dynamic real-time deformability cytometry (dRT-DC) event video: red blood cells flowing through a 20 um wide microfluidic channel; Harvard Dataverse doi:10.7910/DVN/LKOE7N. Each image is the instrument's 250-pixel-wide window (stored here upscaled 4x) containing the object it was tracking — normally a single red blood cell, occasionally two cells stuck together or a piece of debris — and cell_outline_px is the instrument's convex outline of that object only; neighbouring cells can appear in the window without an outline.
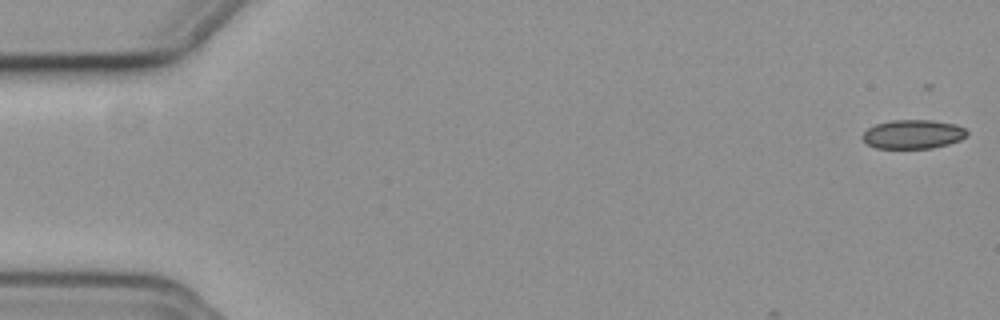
{"species": "common noctule bat (a hibernating species)", "species_latin": "Nyctalus noctula", "temperature_condition": "cold", "stored_images_in_passage": 15, "camera_frame_rate_fps": 3000, "um_per_image_px": 0.085, "animal": {"sex": "female", "body_mass_g": 19.3, "forearm_length_mm": 54.1}, "frame": {"image": 1, "passage_image": 1, "time_ms": 0.0, "image_size_px": [1000, 320], "cell_outline_px": [[968, 132], [960, 140], [948, 144], [932, 148], [876, 148], [868, 144], [860, 136], [868, 128], [876, 124], [892, 120], [932, 120], [956, 124], [964, 128]], "centroid_in_image_um": [77.59, 11.4], "position_along_channel_um": 7.4, "area_um2": 17.57}}
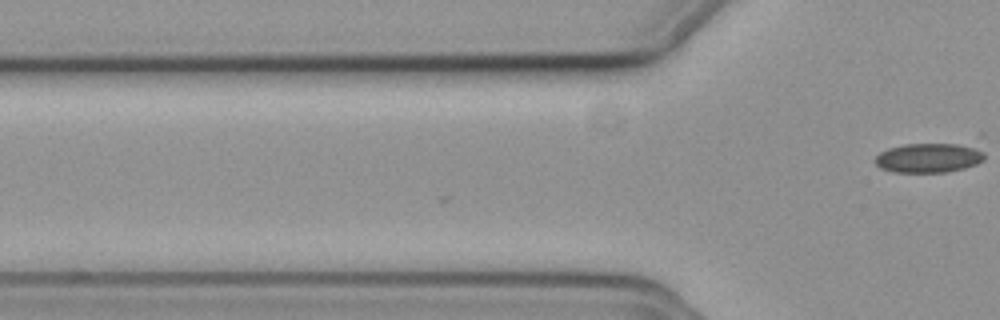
{"frame": {"image": 2, "passage_image": 15, "time_ms": 4.667, "image_size_px": [1000, 320], "cell_outline_px": [[984, 160], [976, 164], [964, 168], [948, 172], [892, 172], [880, 168], [872, 160], [880, 152], [888, 148], [904, 144], [976, 144], [984, 152]], "centroid_in_image_um": [78.97, 13.4], "position_along_channel_um": 46.8, "area_um2": 19.19}}